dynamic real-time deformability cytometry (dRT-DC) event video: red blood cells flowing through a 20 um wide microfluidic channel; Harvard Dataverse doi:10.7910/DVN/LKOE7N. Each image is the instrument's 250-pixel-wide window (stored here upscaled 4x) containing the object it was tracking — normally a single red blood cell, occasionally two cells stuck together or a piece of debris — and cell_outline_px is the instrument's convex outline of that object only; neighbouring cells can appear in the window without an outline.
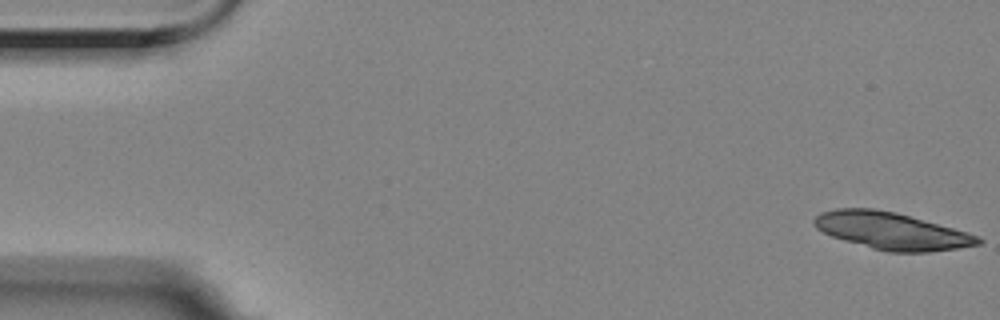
{"species": "Egyptian fruit bat (a non-hibernating species)", "species_latin": "Rousettus aegyptiacus", "temperature_condition": "room temperature", "stored_images_in_passage": 16, "camera_frame_rate_fps": 3000, "um_per_image_px": 0.085, "animal": {"sex": "female"}, "frame": {"image": 1, "passage_image": 1, "time_ms": 0.0, "image_size_px": [1000, 320], "cell_outline_px": [[984, 240], [980, 244], [956, 248], [928, 252], [888, 252], [872, 248], [844, 240], [832, 236], [816, 228], [812, 224], [812, 220], [820, 212], [836, 208], [872, 208], [896, 212], [980, 236]], "centroid_in_image_um": [75.75, 19.62], "position_along_channel_um": 9.3, "area_um2": 35.2}}